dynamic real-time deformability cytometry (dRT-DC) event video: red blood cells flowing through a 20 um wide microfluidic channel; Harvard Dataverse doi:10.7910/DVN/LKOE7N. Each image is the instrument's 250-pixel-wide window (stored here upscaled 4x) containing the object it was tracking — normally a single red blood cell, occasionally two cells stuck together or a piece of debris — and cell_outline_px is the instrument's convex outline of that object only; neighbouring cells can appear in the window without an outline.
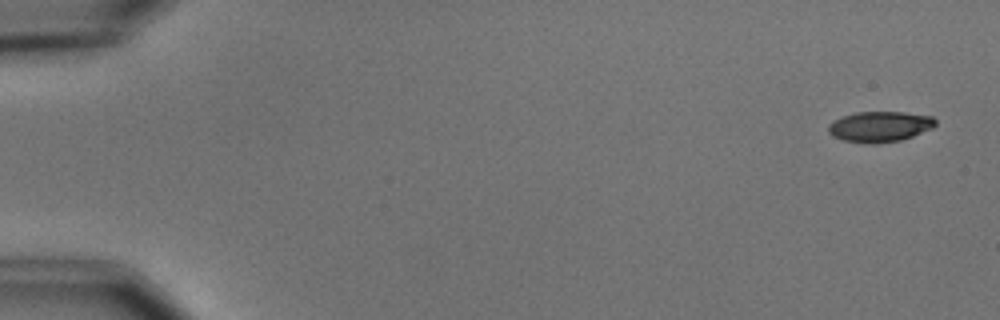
{"species": "common noctule bat (a hibernating species)", "species_latin": "Nyctalus noctula", "temperature_condition": "cold", "stored_images_in_passage": 4, "camera_frame_rate_fps": 3000, "um_per_image_px": 0.085, "animal": {"sex": "male", "body_mass_g": 15.6}, "frame": {"image": 1, "passage_image": 1, "time_ms": 0.0, "image_size_px": [1000, 320], "cell_outline_px": [[936, 124], [932, 128], [912, 136], [900, 140], [876, 144], [872, 144], [844, 140], [832, 136], [828, 132], [828, 124], [844, 116], [856, 112], [904, 112], [932, 116], [936, 120]], "centroid_in_image_um": [74.79, 10.76], "position_along_channel_um": 10.2, "area_um2": 18.96}}
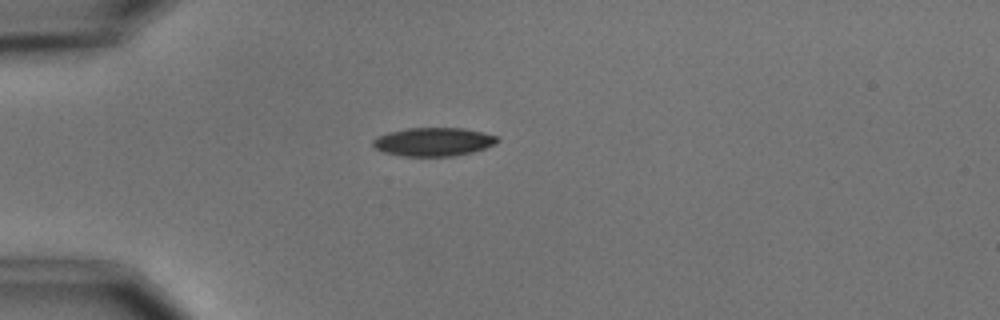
{"frame": {"image": 2, "passage_image": 4, "time_ms": 4.333, "image_size_px": [1000, 320], "cell_outline_px": [[500, 140], [496, 144], [472, 152], [452, 156], [404, 156], [384, 152], [376, 148], [372, 144], [372, 140], [376, 136], [388, 132], [408, 128], [464, 128], [484, 132], [500, 136]], "centroid_in_image_um": [36.87, 12.04], "position_along_channel_um": 48.1, "area_um2": 20.81}}